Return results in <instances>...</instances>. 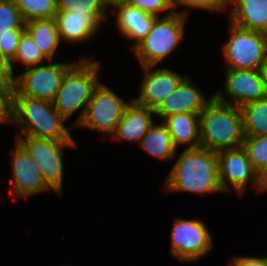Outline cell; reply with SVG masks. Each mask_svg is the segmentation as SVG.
I'll return each mask as SVG.
<instances>
[{"instance_id":"603a6c76","label":"cell","mask_w":267,"mask_h":266,"mask_svg":"<svg viewBox=\"0 0 267 266\" xmlns=\"http://www.w3.org/2000/svg\"><path fill=\"white\" fill-rule=\"evenodd\" d=\"M245 136H267V96L241 108Z\"/></svg>"},{"instance_id":"44dd1931","label":"cell","mask_w":267,"mask_h":266,"mask_svg":"<svg viewBox=\"0 0 267 266\" xmlns=\"http://www.w3.org/2000/svg\"><path fill=\"white\" fill-rule=\"evenodd\" d=\"M25 31L32 37L42 54L48 60H54L61 43L55 18L28 20Z\"/></svg>"},{"instance_id":"7c38bea8","label":"cell","mask_w":267,"mask_h":266,"mask_svg":"<svg viewBox=\"0 0 267 266\" xmlns=\"http://www.w3.org/2000/svg\"><path fill=\"white\" fill-rule=\"evenodd\" d=\"M16 148L10 151L12 158V179L9 185L12 186L9 192L17 197H29L43 191L51 189L42 176V173L26 151V149L16 140Z\"/></svg>"},{"instance_id":"d590c367","label":"cell","mask_w":267,"mask_h":266,"mask_svg":"<svg viewBox=\"0 0 267 266\" xmlns=\"http://www.w3.org/2000/svg\"><path fill=\"white\" fill-rule=\"evenodd\" d=\"M260 179L264 189L267 191V168L260 174Z\"/></svg>"},{"instance_id":"5bb4252c","label":"cell","mask_w":267,"mask_h":266,"mask_svg":"<svg viewBox=\"0 0 267 266\" xmlns=\"http://www.w3.org/2000/svg\"><path fill=\"white\" fill-rule=\"evenodd\" d=\"M142 67L145 74L140 85V95L132 100L154 110L177 89L186 77L165 67L156 68L155 65Z\"/></svg>"},{"instance_id":"4fadbf2b","label":"cell","mask_w":267,"mask_h":266,"mask_svg":"<svg viewBox=\"0 0 267 266\" xmlns=\"http://www.w3.org/2000/svg\"><path fill=\"white\" fill-rule=\"evenodd\" d=\"M224 87V92H215L213 96L220 102L232 104L239 108L266 97L258 70L226 69Z\"/></svg>"},{"instance_id":"83f0119b","label":"cell","mask_w":267,"mask_h":266,"mask_svg":"<svg viewBox=\"0 0 267 266\" xmlns=\"http://www.w3.org/2000/svg\"><path fill=\"white\" fill-rule=\"evenodd\" d=\"M14 84L13 80L0 71V123L13 121Z\"/></svg>"},{"instance_id":"6da1fadb","label":"cell","mask_w":267,"mask_h":266,"mask_svg":"<svg viewBox=\"0 0 267 266\" xmlns=\"http://www.w3.org/2000/svg\"><path fill=\"white\" fill-rule=\"evenodd\" d=\"M218 153L207 148H184L166 177L165 191L223 192L219 182Z\"/></svg>"},{"instance_id":"52a82bcc","label":"cell","mask_w":267,"mask_h":266,"mask_svg":"<svg viewBox=\"0 0 267 266\" xmlns=\"http://www.w3.org/2000/svg\"><path fill=\"white\" fill-rule=\"evenodd\" d=\"M15 136L39 167L45 183L61 196L63 190L62 151L66 147H77V143L75 141L23 137L18 132Z\"/></svg>"},{"instance_id":"7402d4cb","label":"cell","mask_w":267,"mask_h":266,"mask_svg":"<svg viewBox=\"0 0 267 266\" xmlns=\"http://www.w3.org/2000/svg\"><path fill=\"white\" fill-rule=\"evenodd\" d=\"M161 122L160 124L153 123L139 144L151 156L159 160H171L177 155V148L173 144L166 124Z\"/></svg>"},{"instance_id":"30bf717a","label":"cell","mask_w":267,"mask_h":266,"mask_svg":"<svg viewBox=\"0 0 267 266\" xmlns=\"http://www.w3.org/2000/svg\"><path fill=\"white\" fill-rule=\"evenodd\" d=\"M206 225L199 220L175 218L171 231V256L182 262L197 261L213 249Z\"/></svg>"},{"instance_id":"8fae6325","label":"cell","mask_w":267,"mask_h":266,"mask_svg":"<svg viewBox=\"0 0 267 266\" xmlns=\"http://www.w3.org/2000/svg\"><path fill=\"white\" fill-rule=\"evenodd\" d=\"M219 158V182L223 191L232 187L243 195L251 183L258 192H267L261 182L259 173L254 169L246 150L241 146L217 152ZM231 186V187H230Z\"/></svg>"},{"instance_id":"8992f818","label":"cell","mask_w":267,"mask_h":266,"mask_svg":"<svg viewBox=\"0 0 267 266\" xmlns=\"http://www.w3.org/2000/svg\"><path fill=\"white\" fill-rule=\"evenodd\" d=\"M222 47L226 69L258 70L267 60V34L241 28L232 22Z\"/></svg>"},{"instance_id":"4dcf8cb0","label":"cell","mask_w":267,"mask_h":266,"mask_svg":"<svg viewBox=\"0 0 267 266\" xmlns=\"http://www.w3.org/2000/svg\"><path fill=\"white\" fill-rule=\"evenodd\" d=\"M174 11L177 7L176 6H185L187 8L193 9H204L208 11L219 12L225 11L229 5V0H172Z\"/></svg>"},{"instance_id":"484cf974","label":"cell","mask_w":267,"mask_h":266,"mask_svg":"<svg viewBox=\"0 0 267 266\" xmlns=\"http://www.w3.org/2000/svg\"><path fill=\"white\" fill-rule=\"evenodd\" d=\"M25 21L55 18L57 0H14Z\"/></svg>"},{"instance_id":"ffe728a7","label":"cell","mask_w":267,"mask_h":266,"mask_svg":"<svg viewBox=\"0 0 267 266\" xmlns=\"http://www.w3.org/2000/svg\"><path fill=\"white\" fill-rule=\"evenodd\" d=\"M199 114L179 113L163 120L177 149L183 144L187 149L200 146Z\"/></svg>"},{"instance_id":"4316f807","label":"cell","mask_w":267,"mask_h":266,"mask_svg":"<svg viewBox=\"0 0 267 266\" xmlns=\"http://www.w3.org/2000/svg\"><path fill=\"white\" fill-rule=\"evenodd\" d=\"M242 147L260 175L267 168V136H245Z\"/></svg>"},{"instance_id":"f1b7e54d","label":"cell","mask_w":267,"mask_h":266,"mask_svg":"<svg viewBox=\"0 0 267 266\" xmlns=\"http://www.w3.org/2000/svg\"><path fill=\"white\" fill-rule=\"evenodd\" d=\"M107 10L101 0H57V11L106 13Z\"/></svg>"},{"instance_id":"9c48e42d","label":"cell","mask_w":267,"mask_h":266,"mask_svg":"<svg viewBox=\"0 0 267 266\" xmlns=\"http://www.w3.org/2000/svg\"><path fill=\"white\" fill-rule=\"evenodd\" d=\"M128 104L100 82L92 93L82 121L76 127L112 135Z\"/></svg>"},{"instance_id":"ac0fdd59","label":"cell","mask_w":267,"mask_h":266,"mask_svg":"<svg viewBox=\"0 0 267 266\" xmlns=\"http://www.w3.org/2000/svg\"><path fill=\"white\" fill-rule=\"evenodd\" d=\"M153 115H156L154 109L141 106L131 98L125 107L121 121L111 135L112 138L139 143L154 123Z\"/></svg>"},{"instance_id":"d6986e66","label":"cell","mask_w":267,"mask_h":266,"mask_svg":"<svg viewBox=\"0 0 267 266\" xmlns=\"http://www.w3.org/2000/svg\"><path fill=\"white\" fill-rule=\"evenodd\" d=\"M230 22L267 34V0H229Z\"/></svg>"},{"instance_id":"7a4b0ae2","label":"cell","mask_w":267,"mask_h":266,"mask_svg":"<svg viewBox=\"0 0 267 266\" xmlns=\"http://www.w3.org/2000/svg\"><path fill=\"white\" fill-rule=\"evenodd\" d=\"M199 130L200 147L214 152L241 147L245 138L240 108L213 95L199 114Z\"/></svg>"},{"instance_id":"f546056e","label":"cell","mask_w":267,"mask_h":266,"mask_svg":"<svg viewBox=\"0 0 267 266\" xmlns=\"http://www.w3.org/2000/svg\"><path fill=\"white\" fill-rule=\"evenodd\" d=\"M124 2L158 17L163 11H168V15L175 12L172 0H125Z\"/></svg>"},{"instance_id":"ba28073f","label":"cell","mask_w":267,"mask_h":266,"mask_svg":"<svg viewBox=\"0 0 267 266\" xmlns=\"http://www.w3.org/2000/svg\"><path fill=\"white\" fill-rule=\"evenodd\" d=\"M74 63H53L52 60H49L46 65L28 67L18 76H13L14 94H22L53 103L66 71Z\"/></svg>"},{"instance_id":"5b68a950","label":"cell","mask_w":267,"mask_h":266,"mask_svg":"<svg viewBox=\"0 0 267 266\" xmlns=\"http://www.w3.org/2000/svg\"><path fill=\"white\" fill-rule=\"evenodd\" d=\"M188 12L158 17L148 35L132 50L141 66H157L181 43Z\"/></svg>"},{"instance_id":"836d02e7","label":"cell","mask_w":267,"mask_h":266,"mask_svg":"<svg viewBox=\"0 0 267 266\" xmlns=\"http://www.w3.org/2000/svg\"><path fill=\"white\" fill-rule=\"evenodd\" d=\"M258 71L260 73L263 87H264V91H265V94L267 96V60L260 66Z\"/></svg>"},{"instance_id":"d4e9b609","label":"cell","mask_w":267,"mask_h":266,"mask_svg":"<svg viewBox=\"0 0 267 266\" xmlns=\"http://www.w3.org/2000/svg\"><path fill=\"white\" fill-rule=\"evenodd\" d=\"M44 60L49 61L40 51L32 37L25 31L20 38L14 59L2 70L8 77L13 78V63L20 62L28 67L41 65Z\"/></svg>"},{"instance_id":"cb8c5ba5","label":"cell","mask_w":267,"mask_h":266,"mask_svg":"<svg viewBox=\"0 0 267 266\" xmlns=\"http://www.w3.org/2000/svg\"><path fill=\"white\" fill-rule=\"evenodd\" d=\"M25 23L14 0H0V40L5 37H21Z\"/></svg>"},{"instance_id":"1f68e13d","label":"cell","mask_w":267,"mask_h":266,"mask_svg":"<svg viewBox=\"0 0 267 266\" xmlns=\"http://www.w3.org/2000/svg\"><path fill=\"white\" fill-rule=\"evenodd\" d=\"M20 38L5 37L0 40V71L14 59Z\"/></svg>"},{"instance_id":"e575fe53","label":"cell","mask_w":267,"mask_h":266,"mask_svg":"<svg viewBox=\"0 0 267 266\" xmlns=\"http://www.w3.org/2000/svg\"><path fill=\"white\" fill-rule=\"evenodd\" d=\"M104 5L108 8L111 9L113 6H115L116 4H119L121 2H124L125 0H101ZM112 6V7H111Z\"/></svg>"},{"instance_id":"9a60e30c","label":"cell","mask_w":267,"mask_h":266,"mask_svg":"<svg viewBox=\"0 0 267 266\" xmlns=\"http://www.w3.org/2000/svg\"><path fill=\"white\" fill-rule=\"evenodd\" d=\"M61 41L72 44L88 41L107 20V13L57 11L55 16Z\"/></svg>"},{"instance_id":"277c9868","label":"cell","mask_w":267,"mask_h":266,"mask_svg":"<svg viewBox=\"0 0 267 266\" xmlns=\"http://www.w3.org/2000/svg\"><path fill=\"white\" fill-rule=\"evenodd\" d=\"M99 68L98 61H91L89 58L83 57L66 71L53 104L65 120L81 110V114L73 126H77L82 121L92 93L100 83Z\"/></svg>"},{"instance_id":"d6a6232c","label":"cell","mask_w":267,"mask_h":266,"mask_svg":"<svg viewBox=\"0 0 267 266\" xmlns=\"http://www.w3.org/2000/svg\"><path fill=\"white\" fill-rule=\"evenodd\" d=\"M228 266H267V256L262 258L253 256H233Z\"/></svg>"},{"instance_id":"2e32d148","label":"cell","mask_w":267,"mask_h":266,"mask_svg":"<svg viewBox=\"0 0 267 266\" xmlns=\"http://www.w3.org/2000/svg\"><path fill=\"white\" fill-rule=\"evenodd\" d=\"M210 100L211 98H206L186 75L177 89L165 98L154 111L162 120L179 113H200Z\"/></svg>"},{"instance_id":"e0dca14e","label":"cell","mask_w":267,"mask_h":266,"mask_svg":"<svg viewBox=\"0 0 267 266\" xmlns=\"http://www.w3.org/2000/svg\"><path fill=\"white\" fill-rule=\"evenodd\" d=\"M117 8L116 27L124 38L134 41L132 50L148 35L158 16L144 12L138 7L121 2L113 6Z\"/></svg>"},{"instance_id":"3957f363","label":"cell","mask_w":267,"mask_h":266,"mask_svg":"<svg viewBox=\"0 0 267 266\" xmlns=\"http://www.w3.org/2000/svg\"><path fill=\"white\" fill-rule=\"evenodd\" d=\"M52 102L14 94L13 122L20 127L23 136L75 141Z\"/></svg>"}]
</instances>
